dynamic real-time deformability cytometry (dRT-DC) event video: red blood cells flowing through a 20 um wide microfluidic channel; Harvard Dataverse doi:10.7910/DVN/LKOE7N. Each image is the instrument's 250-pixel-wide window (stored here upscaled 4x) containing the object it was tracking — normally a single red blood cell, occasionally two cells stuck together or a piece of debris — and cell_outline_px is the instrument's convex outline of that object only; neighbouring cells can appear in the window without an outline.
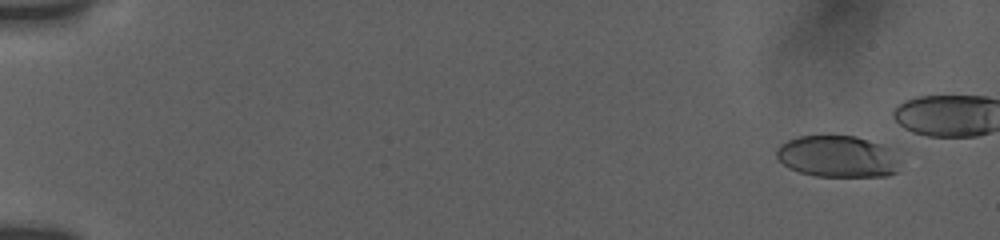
{"species": "human", "species_latin": "Homo sapiens", "temperature_condition": "room temperature", "stored_images_in_passage": 51, "camera_frame_rate_fps": 3000, "um_per_image_px": 0.085, "donor": {"sex": "female"}, "frame": {"image": 1, "passage_image": 5, "time_ms": 1.333, "image_size_px": [1000, 240], "cell_outline_px": [[900, 160], [896, 172], [888, 176], [816, 176], [800, 172], [788, 168], [776, 156], [776, 148], [780, 144], [796, 136], [856, 136], [884, 144], [892, 148]], "centroid_in_image_um": [71.22, 13.29], "position_along_channel_um": 13.8, "area_um2": 30.29}}
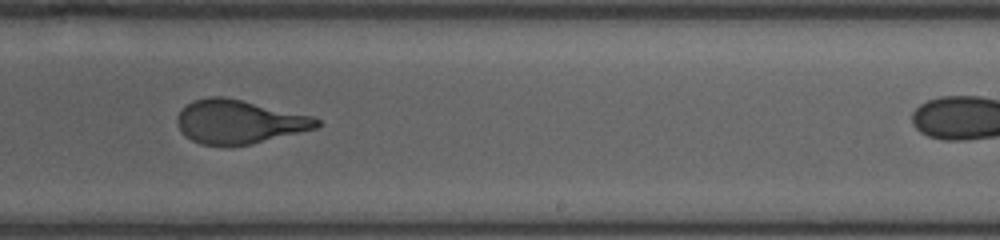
{"frame": {"image": 2, "passage_image": 38, "time_ms": 12.333, "image_size_px": [1000, 240], "cell_outline_px": [[324, 124], [320, 128], [252, 144], [228, 148], [200, 144], [192, 140], [180, 132], [176, 120], [176, 116], [192, 100], [212, 96], [224, 96], [312, 116], [320, 120]], "centroid_in_image_um": [20.34, 10.39], "position_along_channel_um": 268.7, "area_um2": 36.24}}
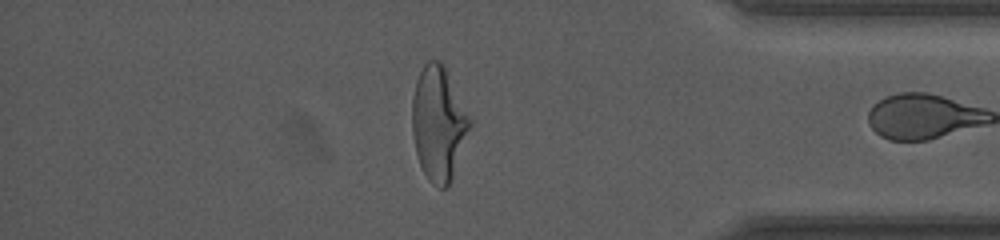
{"frame": {"image": 3, "passage_image": 50, "time_ms": 16.333, "image_size_px": [1000, 240], "cell_outline_px": [[472, 124], [452, 180], [448, 188], [440, 188], [432, 184], [428, 180], [420, 164], [416, 152], [412, 132], [412, 96], [416, 80], [424, 64], [428, 60], [440, 60], [444, 64], [472, 120]], "centroid_in_image_um": [37.28, 10.49], "position_along_channel_um": 397.9, "area_um2": 38.67}}